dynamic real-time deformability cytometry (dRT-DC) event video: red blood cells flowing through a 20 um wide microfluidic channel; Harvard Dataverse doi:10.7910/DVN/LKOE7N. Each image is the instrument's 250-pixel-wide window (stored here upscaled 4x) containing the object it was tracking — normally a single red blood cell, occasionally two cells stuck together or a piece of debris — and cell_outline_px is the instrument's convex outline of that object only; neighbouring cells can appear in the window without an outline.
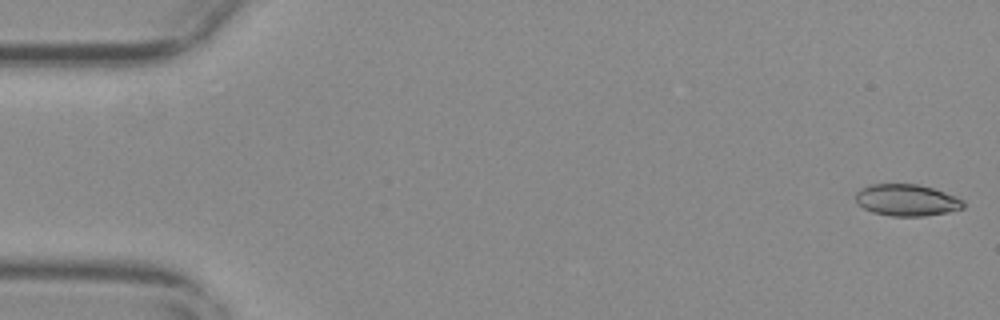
{"species": "common noctule bat (a hibernating species)", "species_latin": "Nyctalus noctula", "temperature_condition": "warm", "stored_images_in_passage": 56, "camera_frame_rate_fps": 3000, "um_per_image_px": 0.085, "animal": {"sex": "female", "body_mass_g": 29.2, "forearm_length_mm": 56.3}, "frame": {"image": 1, "passage_image": 1, "time_ms": 0.0, "image_size_px": [1000, 320], "cell_outline_px": [[964, 208], [948, 212], [924, 216], [892, 216], [872, 212], [856, 204], [856, 192], [860, 188], [868, 184], [916, 184], [932, 188], [956, 196], [964, 200]], "centroid_in_image_um": [77.05, 17.01], "position_along_channel_um": 7.9, "area_um2": 20.0}}
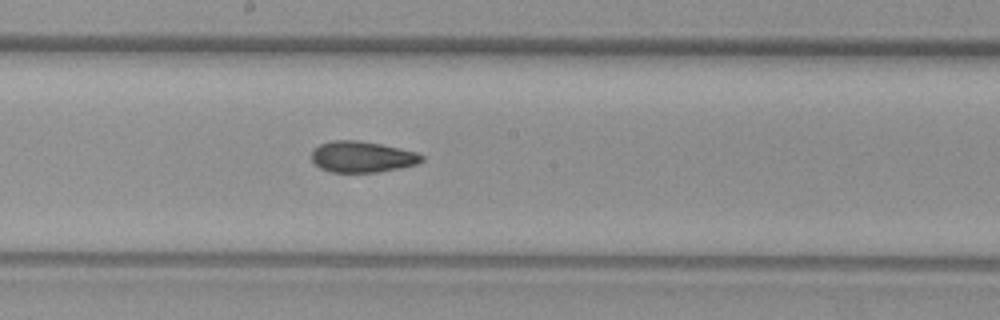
{"frame": {"image": 2, "passage_image": 30, "time_ms": 9.667, "image_size_px": [1000, 320], "cell_outline_px": [[424, 160], [420, 164], [380, 172], [332, 172], [320, 168], [312, 160], [312, 152], [320, 144], [332, 140], [356, 140], [380, 144], [400, 148], [416, 152], [424, 156]], "centroid_in_image_um": [30.83, 13.33], "position_along_channel_um": 217.4, "area_um2": 20.0}}
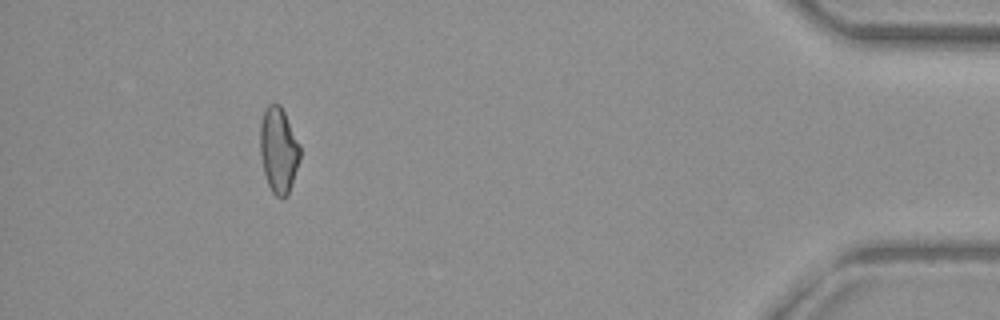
{"frame": {"image": 3, "passage_image": 51, "time_ms": 16.667, "image_size_px": [1000, 320], "cell_outline_px": [[300, 160], [288, 196], [276, 196], [272, 192], [268, 184], [264, 172], [260, 152], [260, 124], [264, 108], [268, 104], [280, 104], [300, 144]], "centroid_in_image_um": [23.68, 12.74], "position_along_channel_um": 411.5, "area_um2": 19.94}, "authors_computed_cell_mechanics": {"area_um2": 20.1722, "velocity_mm_per_s": 3.6932, "shape_relaxation_time_tau1_ms": null, "shape_relaxation_time_tau2_ms": 3.4256, "deformation_change_tau1": null, "deformation_change_tau2": 0.0936}}